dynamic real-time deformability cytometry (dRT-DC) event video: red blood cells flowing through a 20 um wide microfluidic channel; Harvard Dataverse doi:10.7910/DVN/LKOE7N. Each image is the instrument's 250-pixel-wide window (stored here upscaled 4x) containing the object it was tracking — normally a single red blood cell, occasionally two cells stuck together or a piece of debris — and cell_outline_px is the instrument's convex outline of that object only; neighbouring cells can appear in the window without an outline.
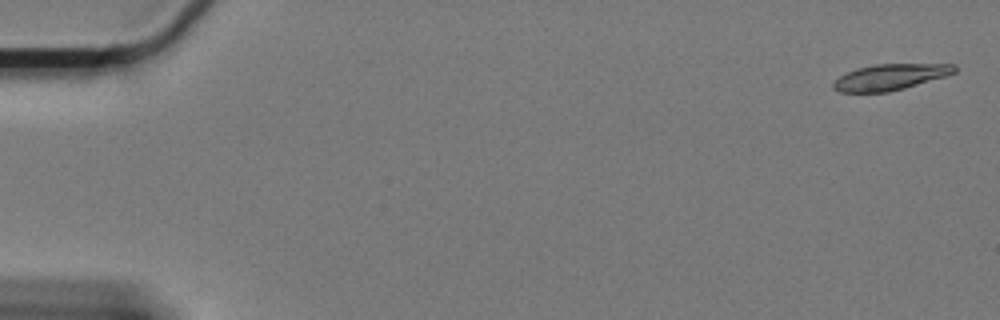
{"species": "Egyptian fruit bat (a non-hibernating species)", "species_latin": "Rousettus aegyptiacus", "temperature_condition": "cold", "stored_images_in_passage": 61, "camera_frame_rate_fps": 3000, "um_per_image_px": 0.085, "animal": {"sex": "female"}, "frame": {"image": 1, "passage_image": 1, "time_ms": 0.0, "image_size_px": [1000, 320], "cell_outline_px": [[956, 72], [948, 76], [904, 88], [888, 92], [840, 92], [832, 88], [832, 84], [840, 76], [856, 68], [876, 64], [956, 64]], "centroid_in_image_um": [75.7, 6.55], "position_along_channel_um": 9.3, "area_um2": 18.38}}
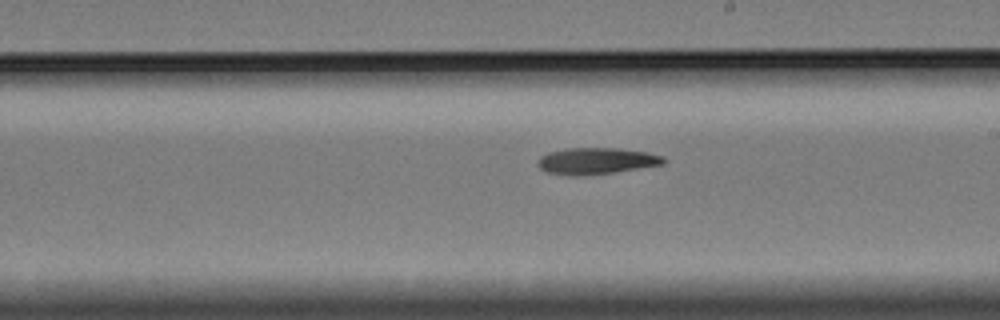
{"frame": {"image": 2, "passage_image": 35, "time_ms": 11.333, "image_size_px": [1000, 320], "cell_outline_px": [[668, 160], [664, 164], [612, 172], [572, 176], [548, 172], [540, 168], [536, 164], [540, 156], [548, 152], [568, 148], [620, 148], [648, 152], [664, 156]], "centroid_in_image_um": [50.71, 13.66], "position_along_channel_um": 238.3, "area_um2": 19.36}}
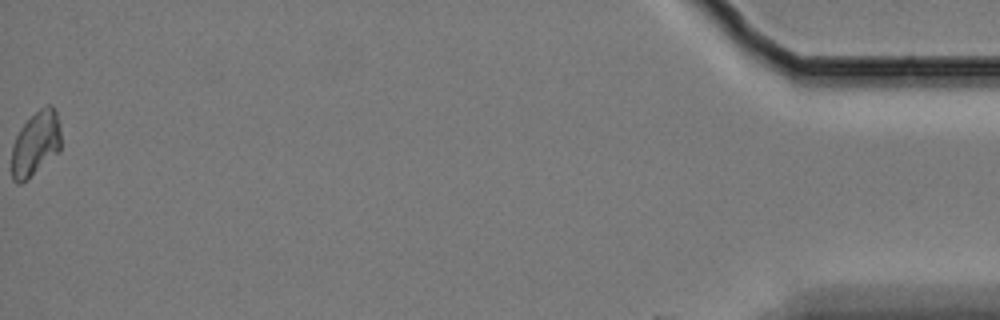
{"frame": {"image": 3, "passage_image": 61, "time_ms": 20.0, "image_size_px": [1000, 320], "cell_outline_px": [[60, 152], [28, 180], [20, 184], [16, 184], [12, 180], [12, 148], [16, 136], [20, 128], [40, 108], [48, 104], [52, 104], [56, 112], [60, 128]], "centroid_in_image_um": [3.04, 12.25], "position_along_channel_um": 432.2, "area_um2": 18.79}}